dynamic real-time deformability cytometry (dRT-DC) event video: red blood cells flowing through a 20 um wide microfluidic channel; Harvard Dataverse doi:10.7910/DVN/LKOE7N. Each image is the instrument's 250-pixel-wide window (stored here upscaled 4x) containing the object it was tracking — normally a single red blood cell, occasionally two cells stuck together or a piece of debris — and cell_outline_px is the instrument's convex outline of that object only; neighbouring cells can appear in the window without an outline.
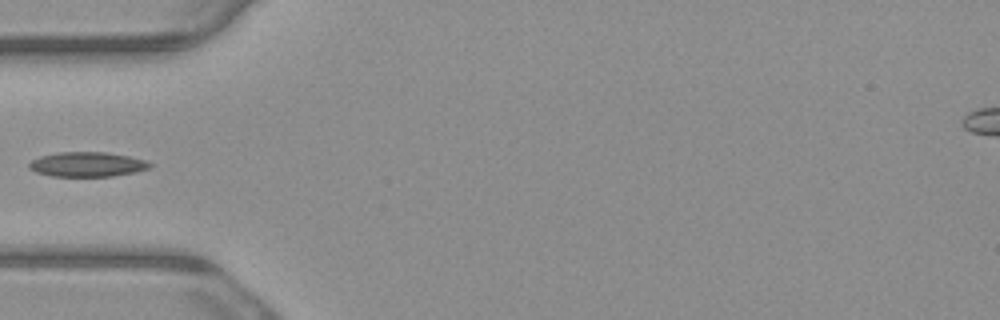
{"species": "common noctule bat (a hibernating species)", "species_latin": "Nyctalus noctula", "temperature_condition": "warm", "stored_images_in_passage": 5, "camera_frame_rate_fps": 3000, "um_per_image_px": 0.085, "animal": {"sex": "male", "body_mass_g": 23.1, "forearm_length_mm": 52.7}, "frame": {"image": 1, "passage_image": 5, "time_ms": 1.333, "image_size_px": [1000, 320], "cell_outline_px": [[152, 164], [148, 168], [136, 172], [112, 176], [52, 176], [36, 172], [28, 168], [28, 164], [32, 160], [40, 156], [60, 152], [104, 152], [128, 156], [144, 160]], "centroid_in_image_um": [7.38, 13.97], "position_along_channel_um": 77.6, "area_um2": 17.22}}